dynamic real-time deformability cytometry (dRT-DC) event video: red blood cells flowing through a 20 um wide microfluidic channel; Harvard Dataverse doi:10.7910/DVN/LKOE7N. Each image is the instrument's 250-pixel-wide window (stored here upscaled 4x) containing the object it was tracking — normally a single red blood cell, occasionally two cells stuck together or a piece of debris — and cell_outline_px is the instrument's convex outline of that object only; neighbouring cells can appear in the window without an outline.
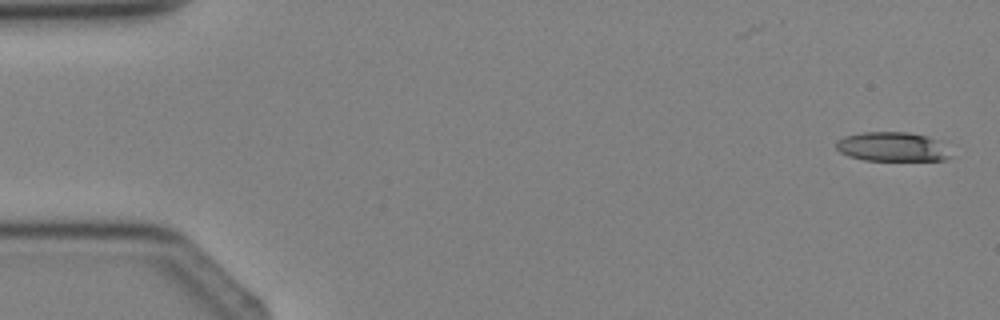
{"species": "Egyptian fruit bat (a non-hibernating species)", "species_latin": "Rousettus aegyptiacus", "temperature_condition": "cold", "stored_images_in_passage": 3, "camera_frame_rate_fps": 3000, "um_per_image_px": 0.085, "animal": {"sex": "female"}, "frame": {"image": 1, "passage_image": 1, "time_ms": 0.0, "image_size_px": [1000, 320], "cell_outline_px": [[952, 156], [944, 160], [864, 160], [848, 156], [840, 152], [836, 148], [836, 140], [844, 136], [860, 132], [908, 132], [928, 136], [936, 140]], "centroid_in_image_um": [75.77, 12.47], "position_along_channel_um": 9.2, "area_um2": 19.42}}
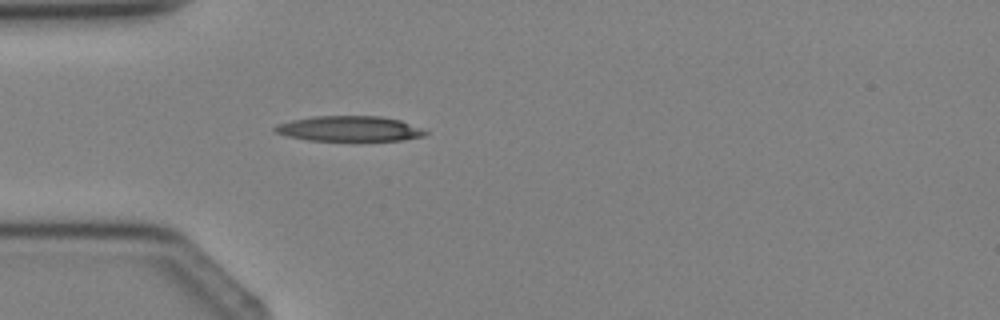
{"frame": {"image": 2, "passage_image": 3, "time_ms": 3.333, "image_size_px": [1000, 320], "cell_outline_px": [[428, 132], [424, 136], [400, 140], [308, 140], [288, 136], [276, 132], [272, 128], [276, 124], [292, 120], [312, 116], [380, 116], [400, 120], [424, 128]], "centroid_in_image_um": [29.71, 10.93], "position_along_channel_um": 55.3, "area_um2": 22.08}}